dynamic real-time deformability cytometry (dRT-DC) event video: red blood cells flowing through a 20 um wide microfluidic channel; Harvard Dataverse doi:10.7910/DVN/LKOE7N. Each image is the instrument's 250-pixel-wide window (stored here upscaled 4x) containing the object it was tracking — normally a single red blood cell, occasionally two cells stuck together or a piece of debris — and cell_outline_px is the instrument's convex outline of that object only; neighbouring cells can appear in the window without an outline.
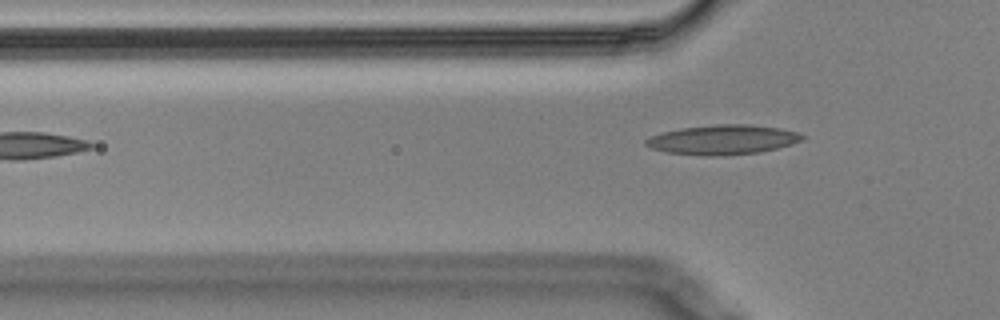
{"species": "Egyptian fruit bat (a non-hibernating species)", "species_latin": "Rousettus aegyptiacus", "temperature_condition": "cold", "stored_images_in_passage": 5, "camera_frame_rate_fps": 3000, "um_per_image_px": 0.085, "animal": {"sex": "male"}, "frame": {"image": 1, "passage_image": 5, "time_ms": 1.333, "image_size_px": [1000, 320], "cell_outline_px": [[804, 136], [800, 140], [792, 144], [760, 152], [716, 156], [704, 156], [668, 152], [652, 148], [644, 144], [644, 140], [652, 136], [664, 132], [680, 128], [716, 124], [748, 124], [780, 128], [796, 132]], "centroid_in_image_um": [61.42, 11.87], "position_along_channel_um": 64.4, "area_um2": 26.76}}